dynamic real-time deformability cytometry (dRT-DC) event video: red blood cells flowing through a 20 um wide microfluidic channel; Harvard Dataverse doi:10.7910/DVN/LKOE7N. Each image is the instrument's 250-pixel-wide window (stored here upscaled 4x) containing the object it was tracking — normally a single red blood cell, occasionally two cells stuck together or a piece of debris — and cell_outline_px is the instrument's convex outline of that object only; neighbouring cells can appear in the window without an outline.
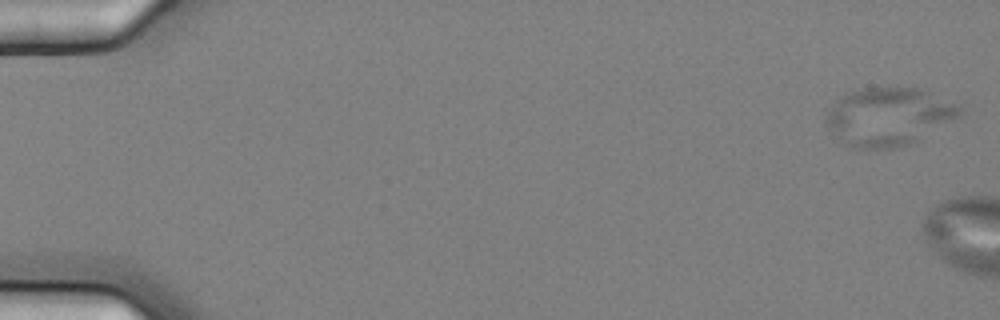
{"species": "common noctule bat (a hibernating species)", "species_latin": "Nyctalus noctula", "temperature_condition": "cold", "stored_images_in_passage": 3, "camera_frame_rate_fps": 3000, "um_per_image_px": 0.085, "animal": {"sex": "female", "body_mass_g": 25.1}, "frame": {"image": 1, "passage_image": 1, "time_ms": 0.0, "image_size_px": [1000, 320], "cell_outline_px": [[960, 116], [916, 140], [900, 148], [852, 148], [840, 144], [828, 128], [824, 120], [832, 104], [836, 100], [860, 88], [920, 88], [960, 104]], "centroid_in_image_um": [75.49, 9.92], "position_along_channel_um": 9.5, "area_um2": 45.08}}